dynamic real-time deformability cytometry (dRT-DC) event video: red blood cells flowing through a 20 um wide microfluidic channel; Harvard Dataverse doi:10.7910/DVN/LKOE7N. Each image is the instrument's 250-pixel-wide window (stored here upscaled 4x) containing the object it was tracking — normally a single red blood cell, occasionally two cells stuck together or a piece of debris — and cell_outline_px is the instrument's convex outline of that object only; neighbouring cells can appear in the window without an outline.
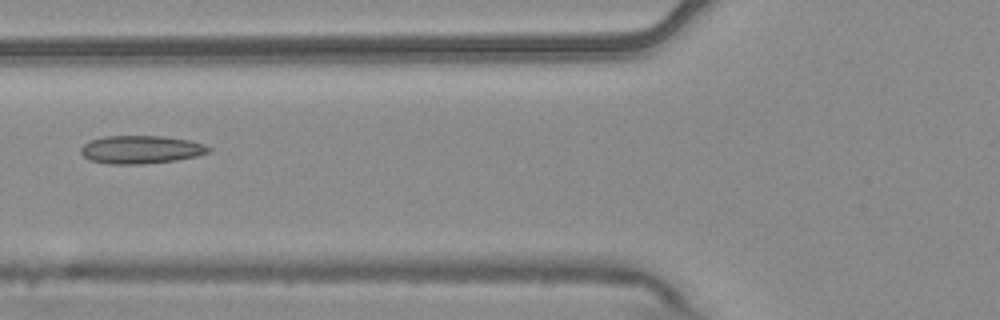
{"species": "common noctule bat (a hibernating species)", "species_latin": "Nyctalus noctula", "temperature_condition": "warm", "stored_images_in_passage": 5, "camera_frame_rate_fps": 3000, "um_per_image_px": 0.085, "animal": {"sex": "male", "body_mass_g": 20.4}, "frame": {"image": 1, "passage_image": 2, "time_ms": 0.333, "image_size_px": [1000, 320], "cell_outline_px": [[212, 152], [196, 156], [176, 160], [140, 164], [108, 164], [88, 160], [80, 152], [80, 148], [84, 144], [92, 140], [104, 136], [164, 136], [188, 140], [204, 144], [212, 148]], "centroid_in_image_um": [11.99, 12.71], "position_along_channel_um": 113.8, "area_um2": 20.98}}
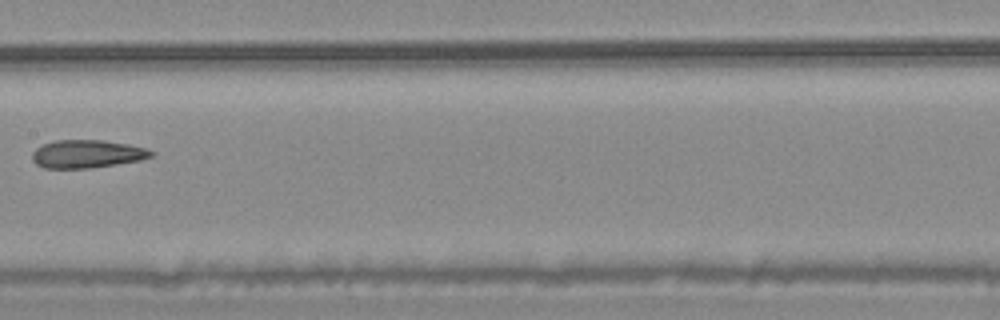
{"frame": {"image": 2, "passage_image": 4, "time_ms": 1.0, "image_size_px": [1000, 320], "cell_outline_px": [[156, 152], [152, 156], [140, 160], [92, 168], [44, 168], [36, 164], [32, 160], [32, 152], [36, 148], [44, 144], [56, 140], [104, 140], [128, 144], [144, 148]], "centroid_in_image_um": [7.39, 13.08], "position_along_channel_um": 200.0, "area_um2": 19.42}}
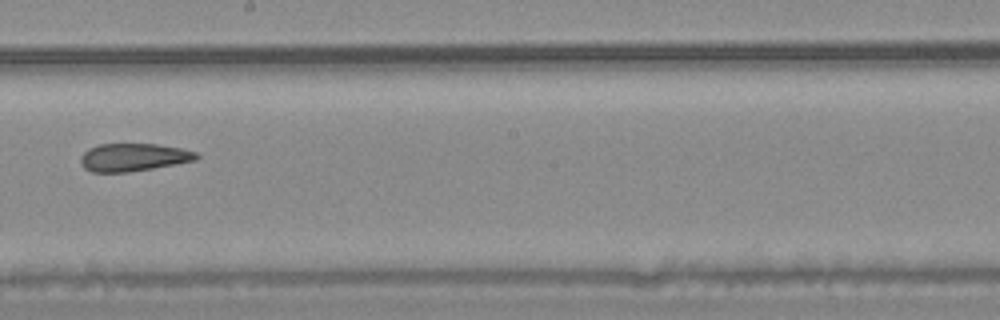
{"frame": {"image": 3, "passage_image": 5, "time_ms": 1.333, "image_size_px": [1000, 320], "cell_outline_px": [[200, 156], [196, 160], [176, 164], [128, 172], [92, 172], [84, 168], [80, 164], [80, 156], [88, 148], [100, 144], [156, 144], [180, 148], [196, 152]], "centroid_in_image_um": [11.31, 13.37], "position_along_channel_um": 236.9, "area_um2": 18.79}}